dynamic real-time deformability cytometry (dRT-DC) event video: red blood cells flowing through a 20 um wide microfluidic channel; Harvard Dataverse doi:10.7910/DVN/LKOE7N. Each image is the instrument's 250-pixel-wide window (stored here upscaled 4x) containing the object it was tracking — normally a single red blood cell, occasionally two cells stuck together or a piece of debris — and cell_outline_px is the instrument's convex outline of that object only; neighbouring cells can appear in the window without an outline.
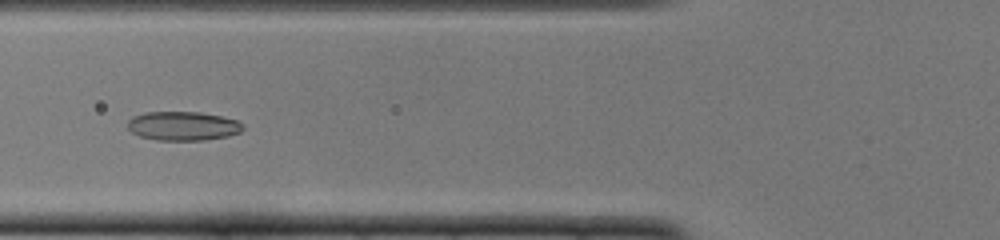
{"species": "common noctule bat (a hibernating species)", "species_latin": "Nyctalus noctula", "temperature_condition": "cold", "stored_images_in_passage": 52, "camera_frame_rate_fps": 3000, "um_per_image_px": 0.085, "animal": {"sex": "female", "body_mass_g": 22.0, "forearm_length_mm": 56.7}, "frame": {"image": 1, "passage_image": 20, "time_ms": 6.333, "image_size_px": [1000, 240], "cell_outline_px": [[244, 128], [240, 132], [228, 136], [204, 140], [156, 140], [140, 136], [132, 132], [128, 128], [128, 120], [132, 116], [144, 112], [200, 112], [220, 116], [236, 120], [244, 124]], "centroid_in_image_um": [15.55, 10.7], "position_along_channel_um": 110.3, "area_um2": 19.54}}
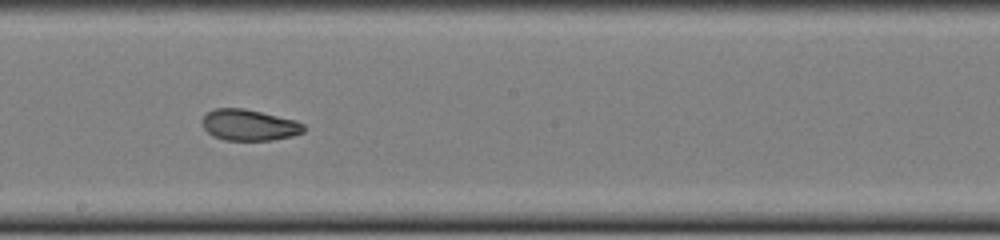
{"frame": {"image": 2, "passage_image": 29, "time_ms": 9.333, "image_size_px": [1000, 240], "cell_outline_px": [[304, 132], [292, 136], [272, 140], [224, 140], [212, 136], [204, 128], [200, 120], [208, 112], [216, 108], [244, 108], [296, 120], [304, 124]], "centroid_in_image_um": [21.16, 10.63], "position_along_channel_um": 227.0, "area_um2": 18.5}}
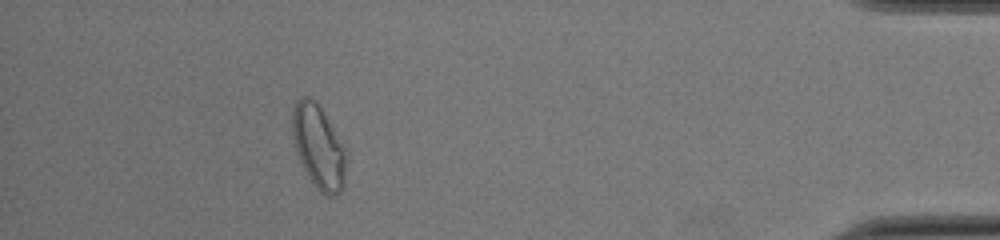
{"frame": {"image": 3, "passage_image": 47, "time_ms": 15.333, "image_size_px": [1000, 240], "cell_outline_px": [[344, 184], [340, 192], [336, 196], [324, 196], [312, 184], [300, 160], [292, 136], [292, 104], [300, 96], [308, 96], [316, 100], [332, 128], [344, 152]], "centroid_in_image_um": [27.01, 12.47], "position_along_channel_um": 408.2, "area_um2": 25.66}, "authors_computed_cell_mechanics": {"area_um2": 20.0566, "velocity_mm_per_s": 3.9032, "shape_relaxation_time_tau1_ms": 10.372, "shape_relaxation_time_tau2_ms": 2.0413, "deformation_change_tau1": 0.1999, "deformation_change_tau2": 0.0646}}